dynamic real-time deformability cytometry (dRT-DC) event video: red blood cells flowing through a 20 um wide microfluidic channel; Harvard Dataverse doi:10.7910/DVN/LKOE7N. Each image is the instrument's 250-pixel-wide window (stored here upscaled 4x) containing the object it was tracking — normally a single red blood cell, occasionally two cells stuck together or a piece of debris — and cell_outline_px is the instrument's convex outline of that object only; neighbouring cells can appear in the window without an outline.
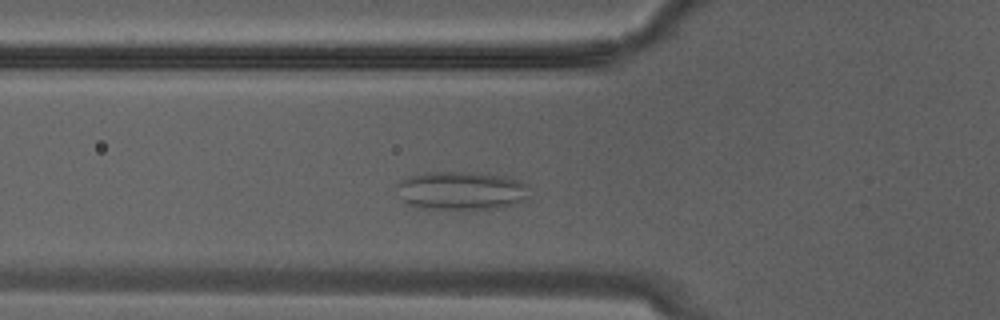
{"species": "Egyptian fruit bat (a non-hibernating species)", "species_latin": "Rousettus aegyptiacus", "temperature_condition": "warm", "stored_images_in_passage": 14, "camera_frame_rate_fps": 3000, "um_per_image_px": 0.085, "animal": {"sex": "male"}, "frame": {"image": 1, "passage_image": 8, "time_ms": 2.333, "image_size_px": [1000, 320], "cell_outline_px": [[528, 200], [512, 204], [492, 208], [424, 208], [404, 204], [396, 196], [396, 184], [408, 176], [424, 172], [476, 172], [504, 176], [520, 180], [524, 184], [528, 196]], "centroid_in_image_um": [39.11, 16.19], "position_along_channel_um": 86.7, "area_um2": 29.77}}